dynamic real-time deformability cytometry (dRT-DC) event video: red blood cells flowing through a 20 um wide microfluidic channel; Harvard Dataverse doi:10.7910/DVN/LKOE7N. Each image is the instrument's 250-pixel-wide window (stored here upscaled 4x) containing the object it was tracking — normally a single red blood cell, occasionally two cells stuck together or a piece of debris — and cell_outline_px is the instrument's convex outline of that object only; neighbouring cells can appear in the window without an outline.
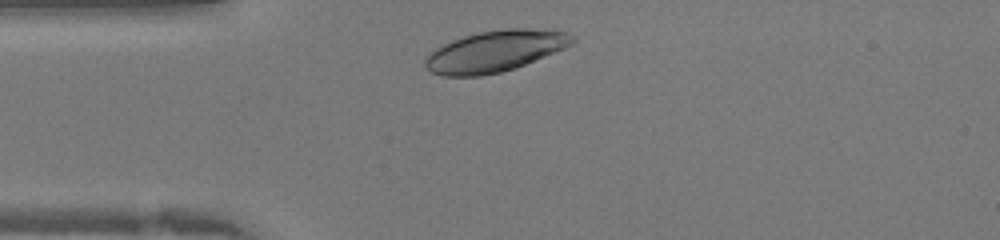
{"species": "human", "species_latin": "Homo sapiens", "temperature_condition": "warm", "stored_images_in_passage": 25, "camera_frame_rate_fps": 3000, "um_per_image_px": 0.085, "donor": {"sex": "female"}, "frame": {"image": 1, "passage_image": 2, "time_ms": 0.333, "image_size_px": [1000, 240], "cell_outline_px": [[576, 40], [572, 44], [564, 48], [516, 68], [500, 72], [480, 76], [444, 76], [432, 72], [424, 64], [424, 60], [428, 52], [452, 40], [476, 32], [504, 28], [524, 28], [564, 32]], "centroid_in_image_um": [42.03, 4.35], "position_along_channel_um": 43.0, "area_um2": 35.14}}
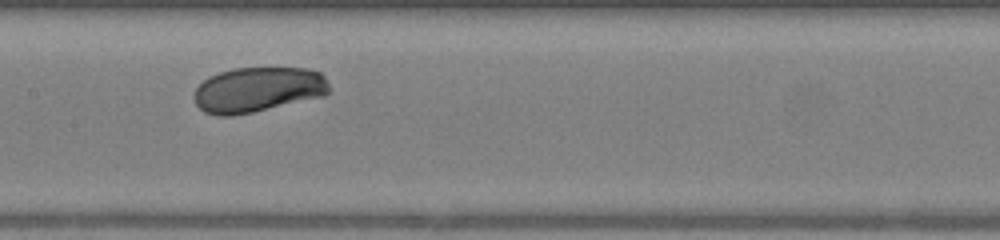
{"frame": {"image": 2, "passage_image": 12, "time_ms": 3.667, "image_size_px": [1000, 240], "cell_outline_px": [[328, 92], [324, 96], [252, 112], [232, 116], [220, 116], [204, 112], [196, 104], [192, 96], [196, 88], [208, 76], [220, 72], [236, 68], [308, 68], [320, 72], [324, 76], [328, 84]], "centroid_in_image_um": [21.89, 7.62], "position_along_channel_um": 185.5, "area_um2": 35.49}}
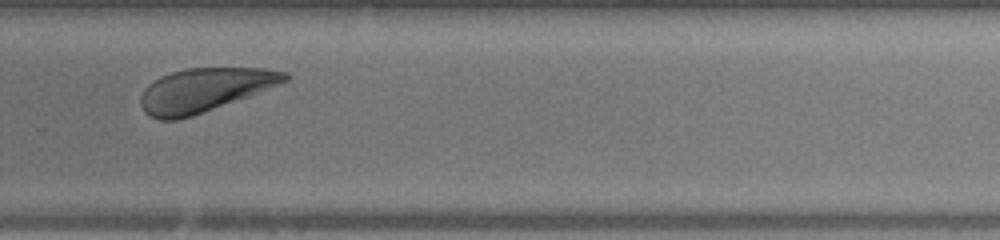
{"frame": {"image": 3, "passage_image": 20, "time_ms": 6.333, "image_size_px": [1000, 240], "cell_outline_px": [[292, 76], [288, 80], [260, 92], [192, 116], [176, 120], [160, 120], [148, 116], [144, 112], [140, 104], [140, 96], [144, 88], [148, 84], [160, 76], [184, 68], [264, 68], [288, 72]], "centroid_in_image_um": [17.36, 7.64], "position_along_channel_um": 312.4, "area_um2": 36.76}}